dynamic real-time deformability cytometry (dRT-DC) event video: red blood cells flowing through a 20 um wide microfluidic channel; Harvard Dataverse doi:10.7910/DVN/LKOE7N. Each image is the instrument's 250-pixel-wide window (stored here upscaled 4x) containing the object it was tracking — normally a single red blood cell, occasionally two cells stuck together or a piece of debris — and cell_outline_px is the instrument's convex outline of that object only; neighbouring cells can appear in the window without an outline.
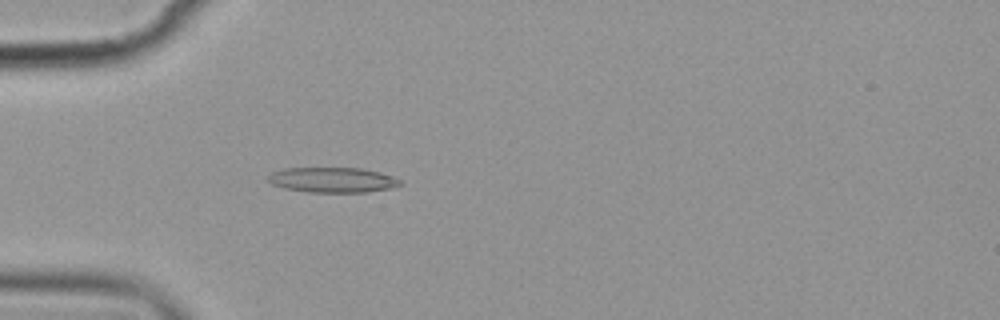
{"species": "common noctule bat (a hibernating species)", "species_latin": "Nyctalus noctula", "temperature_condition": "cold", "stored_images_in_passage": 5, "camera_frame_rate_fps": 3000, "um_per_image_px": 0.085, "animal": {"sex": "female", "body_mass_g": 19.9}, "frame": {"image": 1, "passage_image": 5, "time_ms": 5.0, "image_size_px": [1000, 320], "cell_outline_px": [[400, 184], [392, 188], [368, 192], [308, 192], [284, 188], [272, 184], [268, 180], [268, 176], [272, 172], [284, 168], [364, 168], [380, 172], [392, 176], [400, 180]], "centroid_in_image_um": [28.27, 15.29], "position_along_channel_um": 56.7, "area_um2": 19.36}}